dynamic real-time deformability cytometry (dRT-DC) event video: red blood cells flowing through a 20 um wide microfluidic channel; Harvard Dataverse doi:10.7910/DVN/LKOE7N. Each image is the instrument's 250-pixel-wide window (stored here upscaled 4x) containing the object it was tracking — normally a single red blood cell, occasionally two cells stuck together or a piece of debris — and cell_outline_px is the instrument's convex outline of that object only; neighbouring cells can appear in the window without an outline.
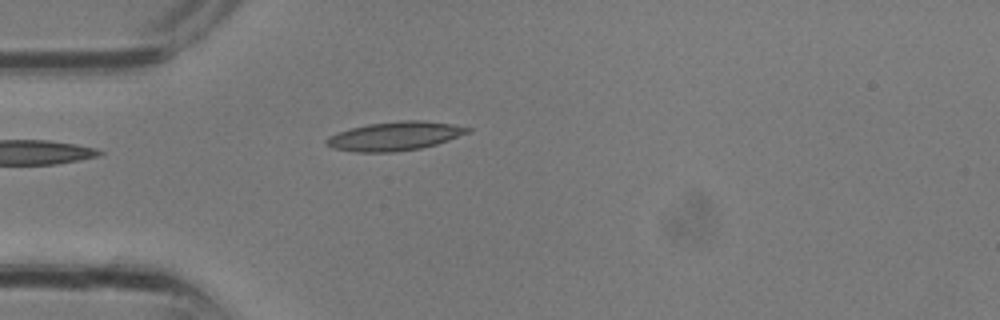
{"species": "common noctule bat (a hibernating species)", "species_latin": "Nyctalus noctula", "temperature_condition": "room temperature", "stored_images_in_passage": 9, "camera_frame_rate_fps": 3000, "um_per_image_px": 0.085, "animal": {"sex": "male", "body_mass_g": 13.3}, "frame": {"image": 1, "passage_image": 1, "time_ms": 0.0, "image_size_px": [1000, 320], "cell_outline_px": [[472, 132], [436, 144], [420, 148], [396, 152], [356, 152], [332, 148], [324, 144], [324, 140], [328, 136], [352, 128], [368, 124], [404, 120], [420, 120], [452, 124], [472, 128]], "centroid_in_image_um": [33.56, 11.57], "position_along_channel_um": 51.4, "area_um2": 23.7}}
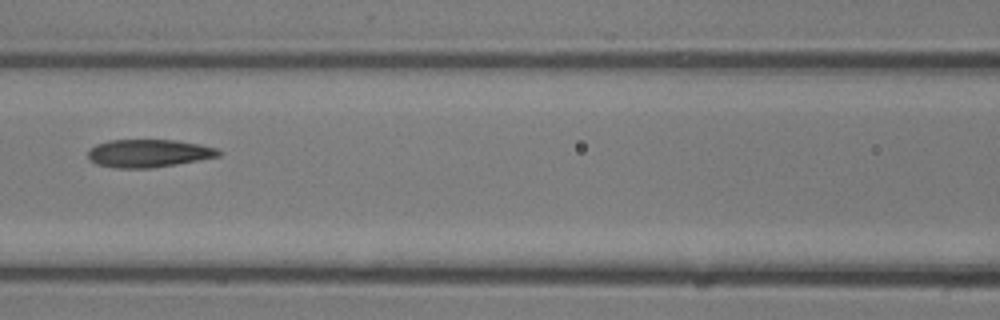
{"frame": {"image": 2, "passage_image": 6, "time_ms": 1.667, "image_size_px": [1000, 320], "cell_outline_px": [[224, 152], [220, 156], [200, 160], [152, 168], [116, 168], [96, 164], [88, 160], [88, 148], [96, 144], [108, 140], [176, 140], [200, 144], [216, 148]], "centroid_in_image_um": [12.62, 13.03], "position_along_channel_um": 154.0, "area_um2": 21.5}}
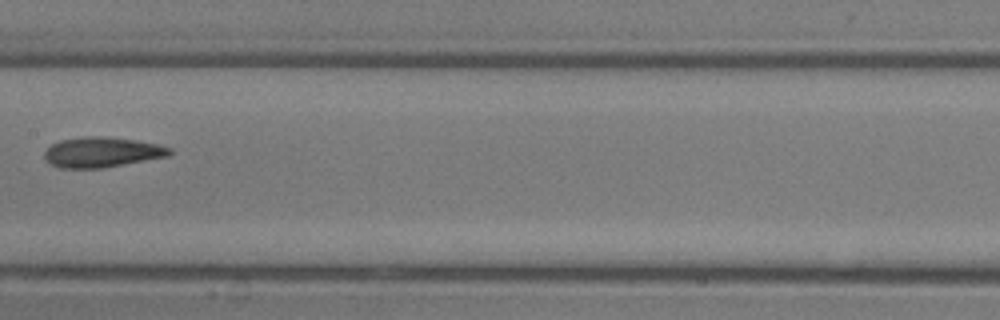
{"frame": {"image": 3, "passage_image": 8, "time_ms": 2.333, "image_size_px": [1000, 320], "cell_outline_px": [[172, 152], [168, 156], [104, 168], [60, 168], [44, 160], [44, 152], [52, 144], [60, 140], [84, 136], [100, 136], [136, 140], [156, 144], [172, 148]], "centroid_in_image_um": [8.64, 12.94], "position_along_channel_um": 198.8, "area_um2": 22.02}}